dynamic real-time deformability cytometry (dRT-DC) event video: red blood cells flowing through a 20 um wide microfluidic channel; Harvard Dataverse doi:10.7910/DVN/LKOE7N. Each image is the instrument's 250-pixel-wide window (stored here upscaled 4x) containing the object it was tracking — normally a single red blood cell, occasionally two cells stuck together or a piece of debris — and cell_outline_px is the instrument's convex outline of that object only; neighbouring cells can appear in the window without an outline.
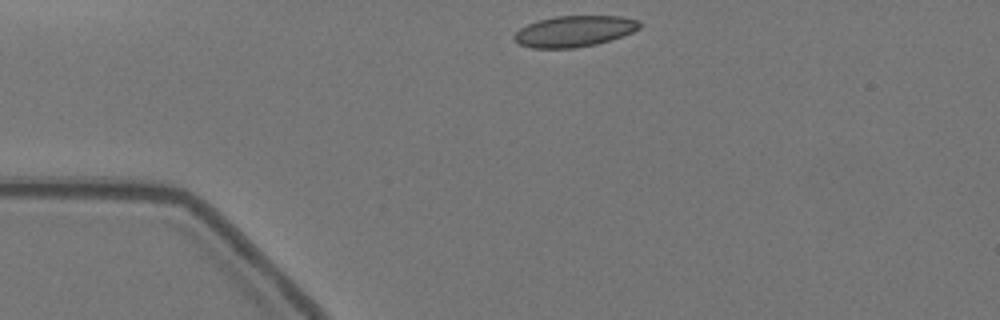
{"species": "Egyptian fruit bat (a non-hibernating species)", "species_latin": "Rousettus aegyptiacus", "temperature_condition": "warm", "stored_images_in_passage": 24, "camera_frame_rate_fps": 3000, "um_per_image_px": 0.085, "animal": {"sex": "female"}, "frame": {"image": 1, "passage_image": 1, "time_ms": 0.0, "image_size_px": [1000, 320], "cell_outline_px": [[640, 28], [632, 32], [596, 44], [576, 48], [532, 48], [520, 44], [512, 36], [520, 28], [528, 24], [540, 20], [556, 16], [620, 16], [640, 20]], "centroid_in_image_um": [48.81, 2.65], "position_along_channel_um": 36.2, "area_um2": 22.48}}
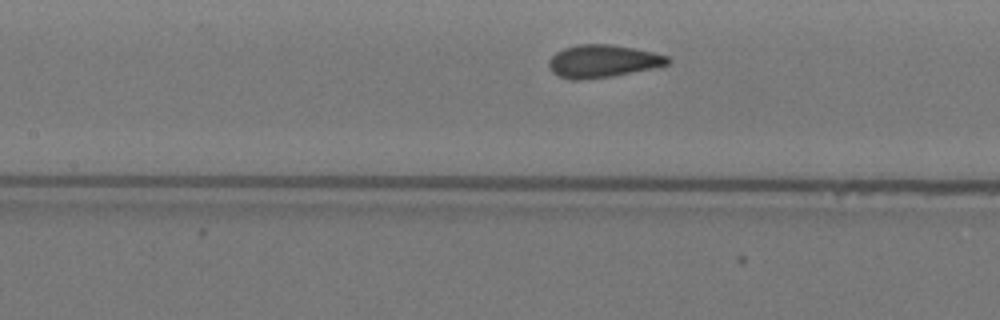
{"frame": {"image": 2, "passage_image": 14, "time_ms": 4.333, "image_size_px": [1000, 320], "cell_outline_px": [[672, 60], [668, 64], [652, 68], [612, 76], [576, 80], [572, 80], [560, 76], [552, 72], [548, 64], [548, 60], [556, 52], [564, 48], [576, 44], [612, 44], [636, 48], [668, 56]], "centroid_in_image_um": [51.22, 5.18], "position_along_channel_um": 156.2, "area_um2": 22.6}}
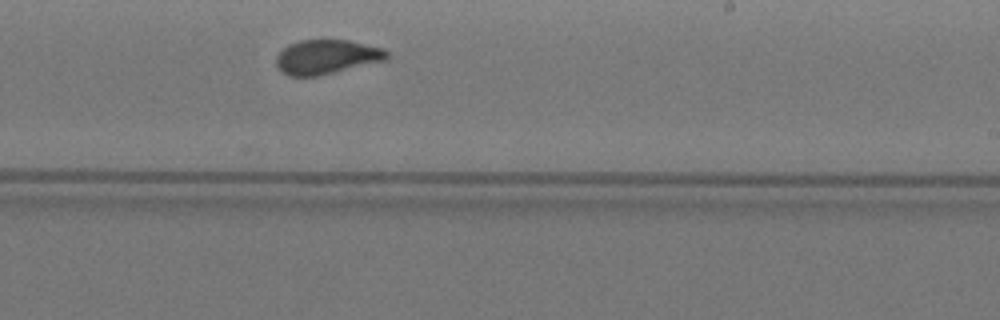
{"frame": {"image": 3, "passage_image": 23, "time_ms": 7.333, "image_size_px": [1000, 320], "cell_outline_px": [[388, 56], [384, 60], [320, 76], [288, 76], [276, 64], [276, 56], [288, 44], [300, 40], [348, 40], [384, 48], [388, 52]], "centroid_in_image_um": [27.76, 4.83], "position_along_channel_um": 261.2, "area_um2": 22.02}}